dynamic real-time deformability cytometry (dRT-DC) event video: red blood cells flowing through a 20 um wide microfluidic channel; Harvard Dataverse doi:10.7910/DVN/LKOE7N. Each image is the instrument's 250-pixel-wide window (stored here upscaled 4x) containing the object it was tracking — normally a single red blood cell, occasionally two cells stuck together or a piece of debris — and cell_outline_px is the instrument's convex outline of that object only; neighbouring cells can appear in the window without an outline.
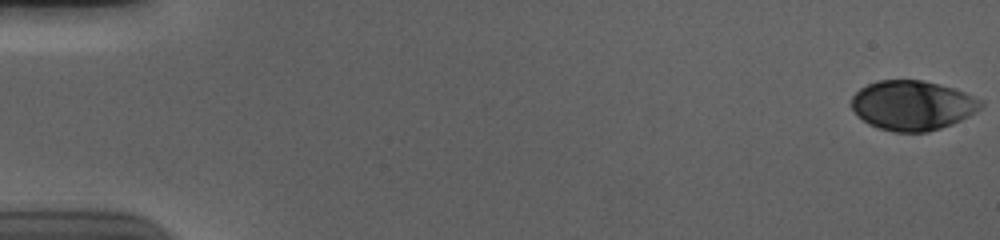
{"species": "human", "species_latin": "Homo sapiens", "temperature_condition": "cold", "stored_images_in_passage": 57, "camera_frame_rate_fps": 3000, "um_per_image_px": 0.085, "donor": {"sex": "male"}, "frame": {"image": 1, "passage_image": 1, "time_ms": 0.0, "image_size_px": [1000, 240], "cell_outline_px": [[984, 104], [976, 112], [952, 124], [928, 132], [896, 132], [880, 128], [868, 124], [852, 108], [852, 96], [860, 88], [876, 80], [924, 80], [952, 88], [964, 92], [984, 100]], "centroid_in_image_um": [77.58, 8.95], "position_along_channel_um": 7.4, "area_um2": 37.34}}
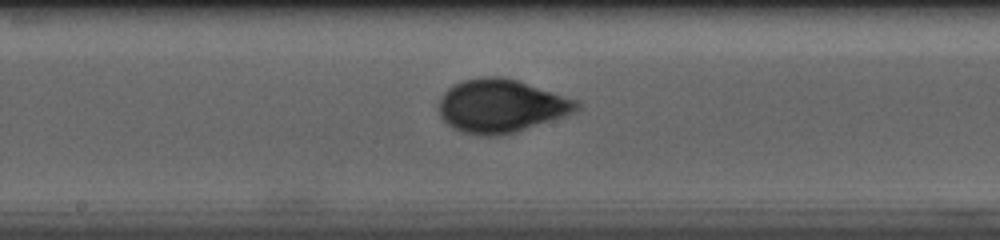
{"frame": {"image": 2, "passage_image": 31, "time_ms": 10.0, "image_size_px": [1000, 240], "cell_outline_px": [[580, 108], [564, 116], [516, 132], [500, 136], [480, 136], [464, 132], [452, 128], [440, 116], [440, 96], [452, 84], [460, 80], [484, 76], [500, 76], [516, 80], [580, 100]], "centroid_in_image_um": [42.58, 9.0], "position_along_channel_um": 205.6, "area_um2": 42.95}}
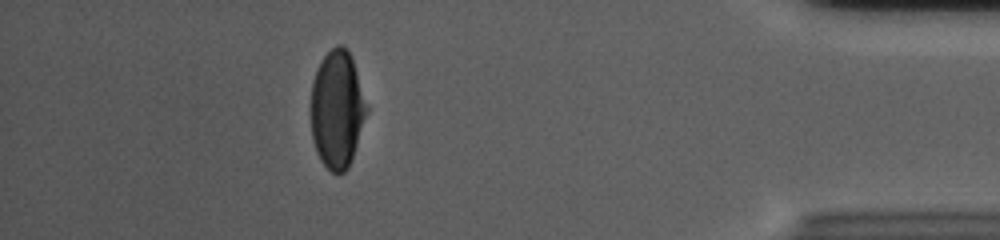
{"frame": {"image": 3, "passage_image": 51, "time_ms": 16.667, "image_size_px": [1000, 240], "cell_outline_px": [[368, 112], [348, 168], [344, 172], [332, 172], [320, 160], [316, 152], [312, 140], [312, 80], [320, 60], [336, 44], [340, 44], [348, 48], [352, 56], [368, 108]], "centroid_in_image_um": [28.66, 9.26], "position_along_channel_um": 406.5, "area_um2": 38.21}, "authors_computed_cell_mechanics": {"area_um2": 40.2866, "velocity_mm_per_s": 3.6948, "shape_relaxation_time_tau1_ms": 3.7562, "shape_relaxation_time_tau2_ms": null, "deformation_change_tau1": 0.1617, "deformation_change_tau2": null}}